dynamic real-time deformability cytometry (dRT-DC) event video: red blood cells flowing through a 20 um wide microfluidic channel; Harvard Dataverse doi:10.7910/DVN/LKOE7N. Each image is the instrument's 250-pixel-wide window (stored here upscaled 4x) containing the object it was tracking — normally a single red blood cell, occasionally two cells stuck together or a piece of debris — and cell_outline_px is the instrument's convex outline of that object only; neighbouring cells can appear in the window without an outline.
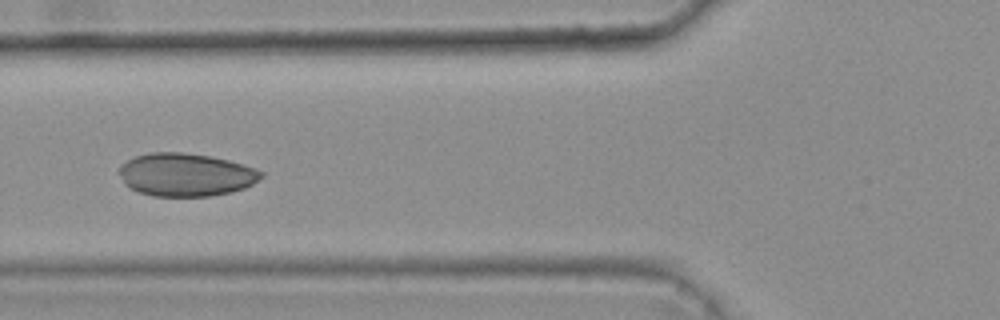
{"species": "common noctule bat (a hibernating species)", "species_latin": "Nyctalus noctula", "temperature_condition": "warm", "stored_images_in_passage": 8, "camera_frame_rate_fps": 3000, "um_per_image_px": 0.085, "animal": {"sex": "female", "body_mass_g": 25.1}, "frame": {"image": 1, "passage_image": 5, "time_ms": 1.333, "image_size_px": [1000, 320], "cell_outline_px": [[264, 176], [252, 184], [244, 188], [232, 192], [208, 196], [152, 196], [140, 192], [124, 184], [116, 172], [120, 164], [136, 156], [152, 152], [180, 152], [208, 156], [228, 160], [264, 172]], "centroid_in_image_um": [15.75, 14.85], "position_along_channel_um": 110.1, "area_um2": 35.55}}
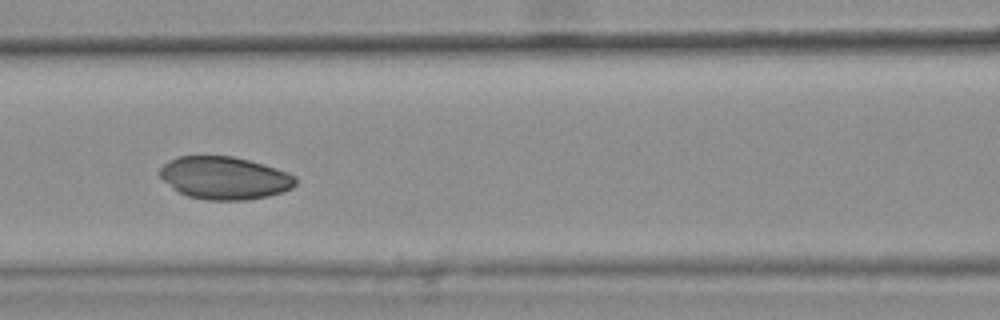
{"frame": {"image": 2, "passage_image": 6, "time_ms": 1.667, "image_size_px": [1000, 320], "cell_outline_px": [[296, 184], [292, 188], [284, 192], [268, 196], [248, 200], [208, 200], [188, 196], [172, 188], [160, 176], [160, 168], [168, 160], [176, 156], [232, 156], [248, 160], [276, 168], [288, 172], [296, 176]], "centroid_in_image_um": [19.1, 15.13], "position_along_channel_um": 147.5, "area_um2": 33.81}}